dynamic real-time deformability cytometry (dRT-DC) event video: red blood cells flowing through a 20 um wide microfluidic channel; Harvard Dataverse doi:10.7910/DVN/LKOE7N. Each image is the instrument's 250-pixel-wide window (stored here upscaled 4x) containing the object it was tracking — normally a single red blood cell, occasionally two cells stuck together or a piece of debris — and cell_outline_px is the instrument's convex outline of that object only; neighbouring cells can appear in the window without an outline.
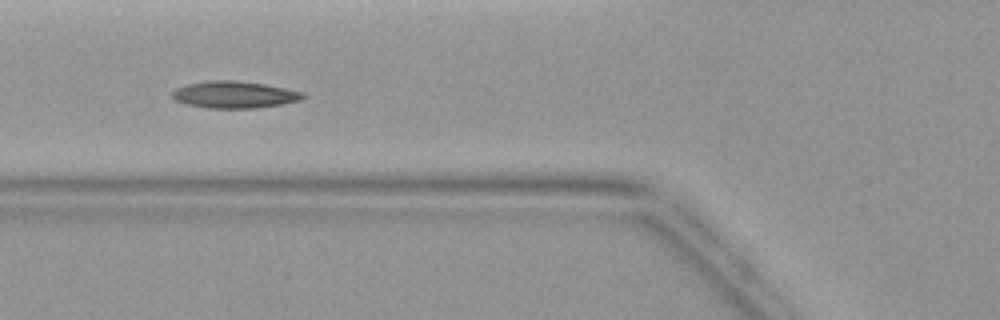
{"species": "common noctule bat (a hibernating species)", "species_latin": "Nyctalus noctula", "temperature_condition": "warm", "stored_images_in_passage": 6, "camera_frame_rate_fps": 3000, "um_per_image_px": 0.085, "animal": {"sex": "female", "body_mass_g": 19.9}, "frame": {"image": 1, "passage_image": 6, "time_ms": 5.667, "image_size_px": [1000, 320], "cell_outline_px": [[308, 96], [304, 100], [256, 108], [208, 108], [184, 104], [176, 100], [172, 96], [172, 92], [176, 88], [188, 84], [208, 80], [232, 80], [264, 84], [304, 92]], "centroid_in_image_um": [19.95, 8.05], "position_along_channel_um": 105.8, "area_um2": 20.58}}